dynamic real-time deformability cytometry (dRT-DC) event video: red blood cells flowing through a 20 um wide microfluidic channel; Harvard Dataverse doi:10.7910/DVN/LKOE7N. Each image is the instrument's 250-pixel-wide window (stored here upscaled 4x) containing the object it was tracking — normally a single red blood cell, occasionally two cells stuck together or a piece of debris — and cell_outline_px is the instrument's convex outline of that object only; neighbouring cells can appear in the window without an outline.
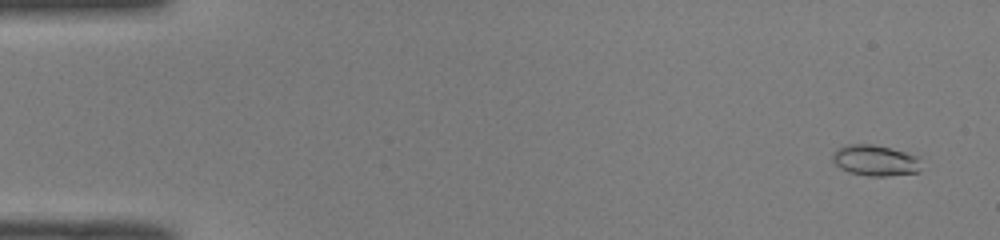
{"species": "common noctule bat (a hibernating species)", "species_latin": "Nyctalus noctula", "temperature_condition": "room temperature", "stored_images_in_passage": 51, "camera_frame_rate_fps": 3000, "um_per_image_px": 0.085, "animal": {"sex": "male", "body_mass_g": 19.0, "forearm_length_mm": 50.8}, "frame": {"image": 1, "passage_image": 3, "time_ms": 0.667, "image_size_px": [1000, 240], "cell_outline_px": [[920, 172], [888, 176], [868, 176], [848, 172], [840, 168], [832, 160], [832, 152], [836, 148], [848, 144], [872, 144], [920, 156]], "centroid_in_image_um": [74.38, 13.64], "position_along_channel_um": 10.6, "area_um2": 16.13}}
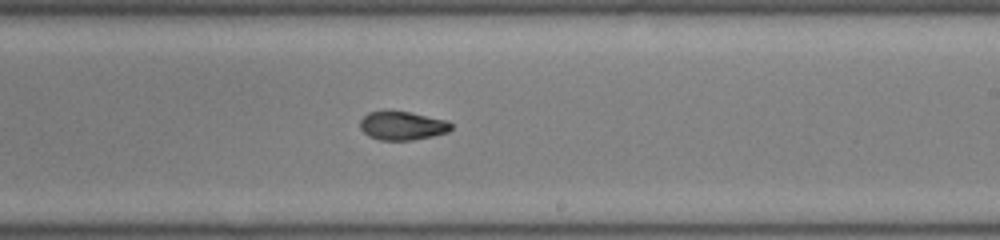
{"frame": {"image": 2, "passage_image": 31, "time_ms": 10.0, "image_size_px": [1000, 240], "cell_outline_px": [[452, 128], [448, 132], [432, 136], [412, 140], [380, 140], [368, 136], [360, 128], [360, 120], [368, 112], [384, 108], [408, 112], [448, 120], [452, 124]], "centroid_in_image_um": [34.16, 10.65], "position_along_channel_um": 254.8, "area_um2": 15.61}}
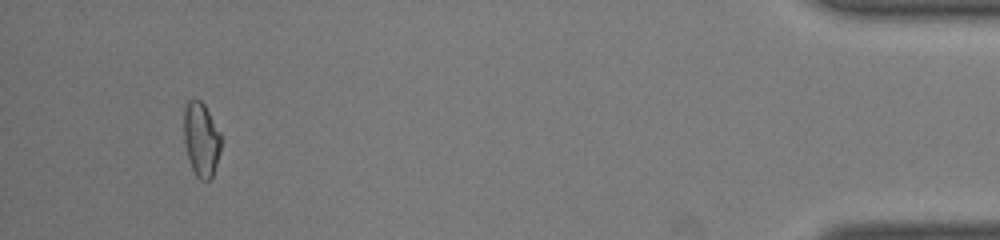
{"frame": {"image": 3, "passage_image": 48, "time_ms": 15.667, "image_size_px": [1000, 240], "cell_outline_px": [[220, 152], [212, 176], [208, 180], [200, 180], [196, 176], [192, 168], [188, 156], [184, 140], [184, 108], [188, 100], [200, 100], [204, 104], [220, 132]], "centroid_in_image_um": [17.09, 11.84], "position_along_channel_um": 418.1, "area_um2": 15.84}, "authors_computed_cell_mechanics": {"area_um2": 15.6638, "velocity_mm_per_s": 4.102, "shape_relaxation_time_tau1_ms": null, "shape_relaxation_time_tau2_ms": 4.1006, "deformation_change_tau1": null, "deformation_change_tau2": 0.0917}}